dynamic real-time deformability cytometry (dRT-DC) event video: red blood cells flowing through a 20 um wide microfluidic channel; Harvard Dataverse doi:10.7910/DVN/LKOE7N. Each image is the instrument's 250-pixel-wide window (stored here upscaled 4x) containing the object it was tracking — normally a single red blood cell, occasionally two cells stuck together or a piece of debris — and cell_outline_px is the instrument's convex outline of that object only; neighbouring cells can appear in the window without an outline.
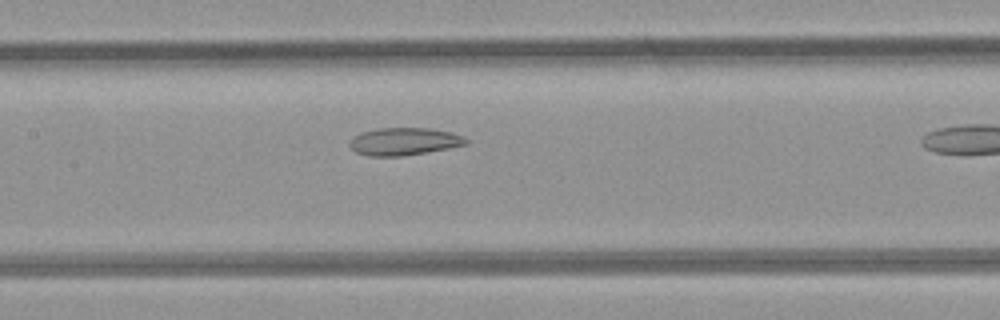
{"species": "common noctule bat (a hibernating species)", "species_latin": "Nyctalus noctula", "temperature_condition": "room temperature", "stored_images_in_passage": 17, "camera_frame_rate_fps": 3000, "um_per_image_px": 0.085, "animal": {"sex": "female", "body_mass_g": 21.9}, "frame": {"image": 1, "passage_image": 10, "time_ms": 3.0, "image_size_px": [1000, 320], "cell_outline_px": [[468, 144], [448, 148], [400, 156], [372, 156], [356, 152], [348, 144], [356, 136], [364, 132], [380, 128], [432, 128], [464, 136], [468, 140]], "centroid_in_image_um": [34.39, 12.02], "position_along_channel_um": 173.0, "area_um2": 18.26}}
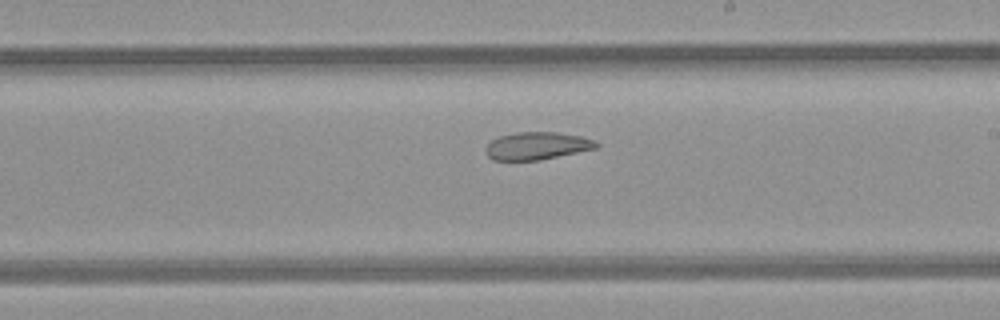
{"frame": {"image": 2, "passage_image": 15, "time_ms": 4.667, "image_size_px": [1000, 320], "cell_outline_px": [[600, 148], [540, 160], [492, 160], [484, 152], [484, 148], [492, 140], [500, 136], [516, 132], [556, 132], [580, 136], [592, 140], [600, 144]], "centroid_in_image_um": [45.65, 12.4], "position_along_channel_um": 243.4, "area_um2": 17.92}}